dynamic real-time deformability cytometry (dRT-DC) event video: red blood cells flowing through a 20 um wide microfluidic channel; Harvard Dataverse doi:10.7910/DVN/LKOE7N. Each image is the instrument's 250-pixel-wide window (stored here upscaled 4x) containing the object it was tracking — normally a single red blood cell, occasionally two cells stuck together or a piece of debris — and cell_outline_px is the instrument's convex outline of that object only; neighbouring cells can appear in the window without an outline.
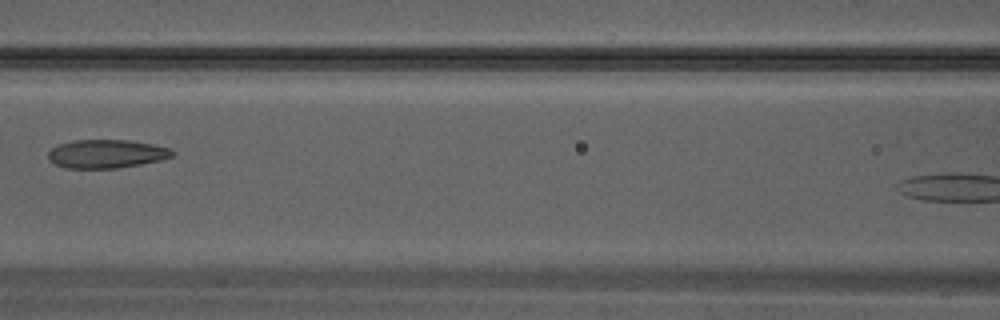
{"species": "Egyptian fruit bat (a non-hibernating species)", "species_latin": "Rousettus aegyptiacus", "temperature_condition": "warm", "stored_images_in_passage": 6, "camera_frame_rate_fps": 3000, "um_per_image_px": 0.085, "animal": {"sex": "male"}, "frame": {"image": 1, "passage_image": 4, "time_ms": 1.0, "image_size_px": [1000, 320], "cell_outline_px": [[176, 152], [172, 156], [160, 160], [140, 164], [116, 168], [64, 168], [48, 160], [48, 152], [52, 148], [60, 144], [72, 140], [128, 140], [152, 144], [172, 148]], "centroid_in_image_um": [9.05, 13.07], "position_along_channel_um": 157.5, "area_um2": 20.63}}